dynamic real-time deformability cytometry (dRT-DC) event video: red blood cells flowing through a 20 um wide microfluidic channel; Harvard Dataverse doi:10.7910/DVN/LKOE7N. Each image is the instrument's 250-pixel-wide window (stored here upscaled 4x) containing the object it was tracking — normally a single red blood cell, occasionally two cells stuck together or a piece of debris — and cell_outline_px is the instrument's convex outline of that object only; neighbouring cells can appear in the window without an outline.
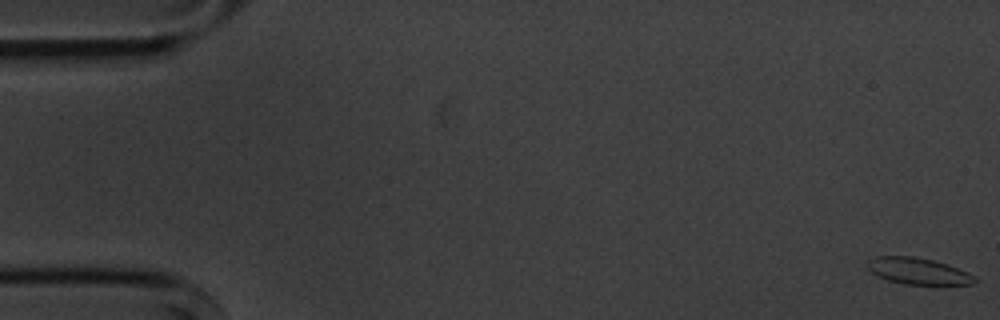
{"species": "common noctule bat (a hibernating species)", "species_latin": "Nyctalus noctula", "temperature_condition": "cold", "stored_images_in_passage": 6, "camera_frame_rate_fps": 3000, "um_per_image_px": 0.085, "animal": {"sex": "male", "body_mass_g": 20.1, "forearm_length_mm": 53.5}, "frame": {"image": 1, "passage_image": 1, "time_ms": 0.0, "image_size_px": [1000, 320], "cell_outline_px": [[976, 280], [972, 284], [908, 284], [888, 280], [872, 272], [864, 264], [868, 260], [876, 256], [912, 256], [932, 260], [948, 264], [972, 276]], "centroid_in_image_um": [77.96, 23.02], "position_along_channel_um": 7.0, "area_um2": 16.13}}